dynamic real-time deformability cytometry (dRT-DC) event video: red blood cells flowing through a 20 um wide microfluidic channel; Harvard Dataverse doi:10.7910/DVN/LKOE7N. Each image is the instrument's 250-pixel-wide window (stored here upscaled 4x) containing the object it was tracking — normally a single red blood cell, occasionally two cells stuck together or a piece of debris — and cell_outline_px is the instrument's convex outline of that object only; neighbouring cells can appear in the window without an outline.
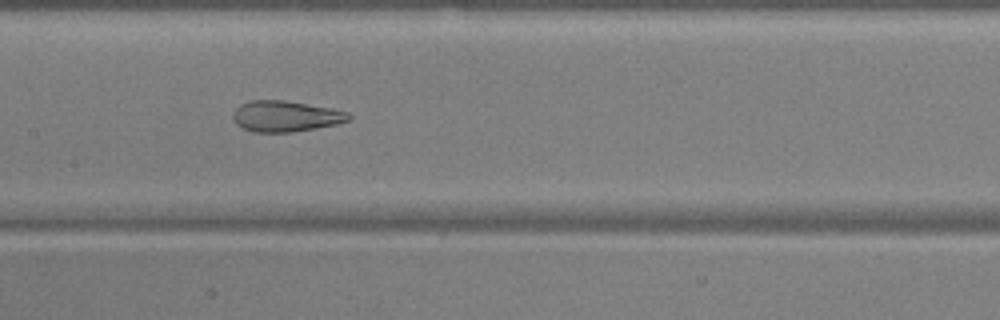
{"species": "common noctule bat (a hibernating species)", "species_latin": "Nyctalus noctula", "temperature_condition": "warm", "stored_images_in_passage": 48, "camera_frame_rate_fps": 3000, "um_per_image_px": 0.085, "animal": {"sex": "male", "body_mass_g": 17.9, "forearm_length_mm": 54.2}, "frame": {"image": 1, "passage_image": 21, "time_ms": 6.667, "image_size_px": [1000, 320], "cell_outline_px": [[352, 120], [336, 124], [316, 128], [292, 132], [252, 132], [240, 128], [232, 120], [232, 112], [240, 104], [252, 100], [284, 100], [332, 108], [348, 112], [352, 116]], "centroid_in_image_um": [24.26, 9.88], "position_along_channel_um": 183.1, "area_um2": 21.15}}
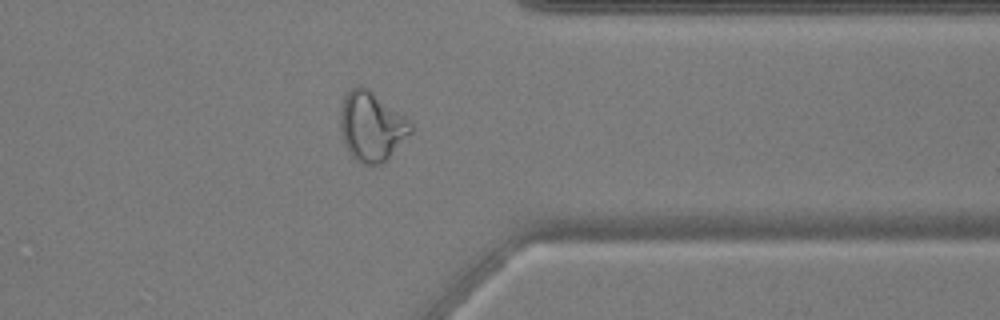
{"frame": {"image": 2, "passage_image": 37, "time_ms": 12.0, "image_size_px": [1000, 320], "cell_outline_px": [[412, 132], [388, 160], [380, 164], [360, 164], [348, 152], [344, 144], [340, 128], [340, 112], [344, 96], [352, 88], [360, 84], [368, 88], [412, 120]], "centroid_in_image_um": [31.6, 10.75], "position_along_channel_um": 379.8, "area_um2": 28.96}}
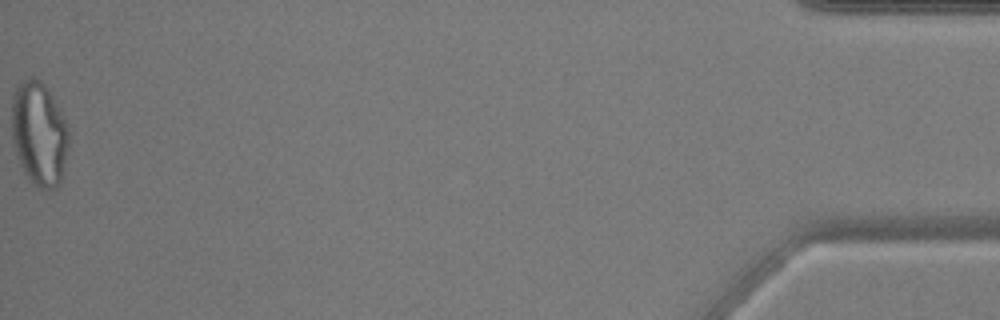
{"frame": {"image": 3, "passage_image": 48, "time_ms": 15.667, "image_size_px": [1000, 320], "cell_outline_px": [[68, 144], [60, 184], [56, 188], [36, 188], [28, 180], [16, 156], [12, 144], [12, 96], [16, 88], [24, 80], [32, 76], [40, 80], [48, 88], [68, 128]], "centroid_in_image_um": [3.29, 11.38], "position_along_channel_um": 431.9, "area_um2": 34.56}, "authors_computed_cell_mechanics": {"area_um2": 26.877, "velocity_mm_per_s": 3.7945, "shape_relaxation_time_tau1_ms": null, "shape_relaxation_time_tau2_ms": 1.2071, "deformation_change_tau1": null, "deformation_change_tau2": 0.0777}}